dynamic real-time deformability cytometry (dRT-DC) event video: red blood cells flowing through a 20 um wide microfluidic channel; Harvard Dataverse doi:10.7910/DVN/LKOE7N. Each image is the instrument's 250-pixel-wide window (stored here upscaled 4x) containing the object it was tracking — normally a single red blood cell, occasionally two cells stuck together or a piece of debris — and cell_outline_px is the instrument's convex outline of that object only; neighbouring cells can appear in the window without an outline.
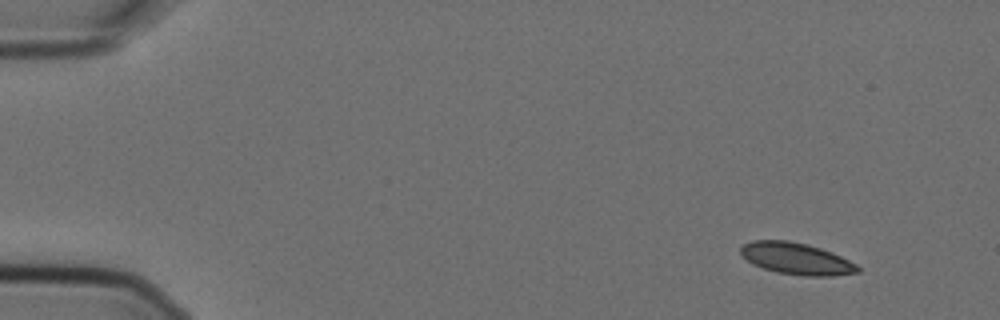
{"species": "Egyptian fruit bat (a non-hibernating species)", "species_latin": "Rousettus aegyptiacus", "temperature_condition": "cold", "stored_images_in_passage": 5, "camera_frame_rate_fps": 3000, "um_per_image_px": 0.085, "animal": {"sex": "female"}, "frame": {"image": 1, "passage_image": 1, "time_ms": 0.0, "image_size_px": [1000, 320], "cell_outline_px": [[860, 272], [832, 276], [804, 276], [776, 272], [752, 264], [740, 252], [740, 248], [744, 244], [752, 240], [788, 240], [820, 248], [832, 252], [856, 264], [860, 268]], "centroid_in_image_um": [67.7, 21.99], "position_along_channel_um": 17.3, "area_um2": 21.5}}
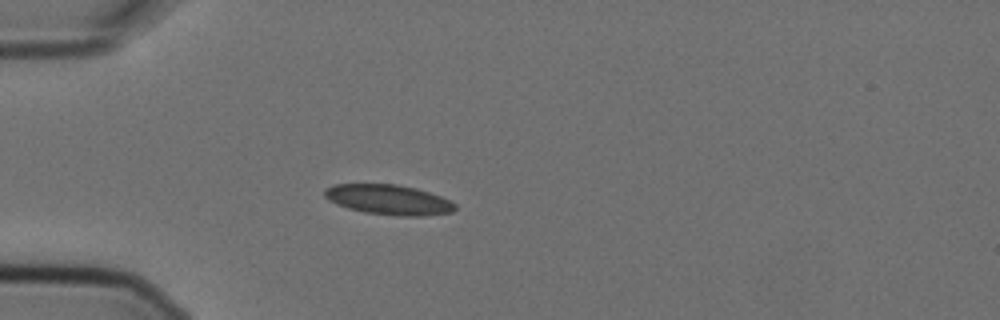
{"frame": {"image": 2, "passage_image": 4, "time_ms": 1.0, "image_size_px": [1000, 320], "cell_outline_px": [[456, 208], [452, 212], [424, 216], [400, 216], [364, 212], [348, 208], [336, 204], [328, 200], [324, 196], [324, 188], [332, 184], [396, 184], [416, 188], [440, 196], [456, 204]], "centroid_in_image_um": [33.0, 16.97], "position_along_channel_um": 52.0, "area_um2": 22.89}}